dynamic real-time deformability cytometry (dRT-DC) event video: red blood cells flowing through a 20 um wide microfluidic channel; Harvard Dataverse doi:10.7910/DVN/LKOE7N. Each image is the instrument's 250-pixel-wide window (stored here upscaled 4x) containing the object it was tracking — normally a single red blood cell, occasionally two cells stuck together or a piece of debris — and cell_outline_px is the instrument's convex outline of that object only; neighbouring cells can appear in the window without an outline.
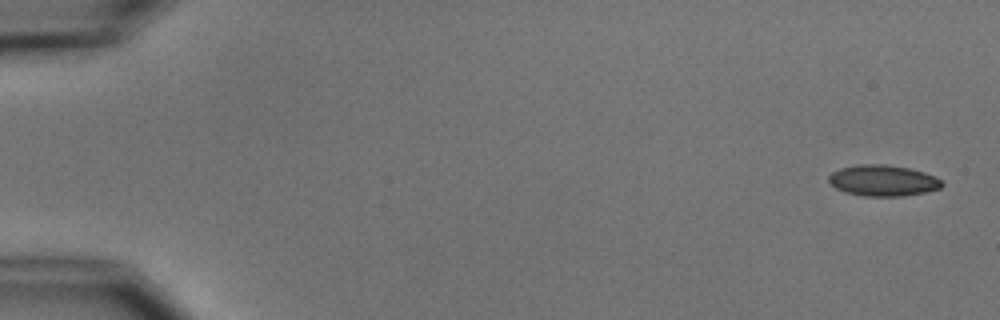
{"species": "common noctule bat (a hibernating species)", "species_latin": "Nyctalus noctula", "temperature_condition": "cold", "stored_images_in_passage": 6, "camera_frame_rate_fps": 3000, "um_per_image_px": 0.085, "animal": {"sex": "male", "body_mass_g": 15.6}, "frame": {"image": 1, "passage_image": 1, "time_ms": 0.0, "image_size_px": [1000, 320], "cell_outline_px": [[944, 184], [940, 188], [924, 192], [904, 196], [864, 196], [844, 192], [836, 188], [828, 180], [828, 176], [832, 172], [840, 168], [856, 164], [884, 164], [908, 168], [924, 172], [936, 176]], "centroid_in_image_um": [75.04, 15.34], "position_along_channel_um": 10.0, "area_um2": 20.52}}
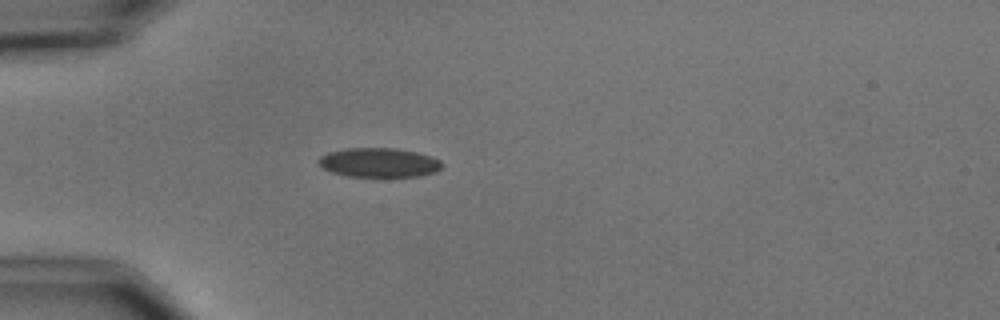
{"frame": {"image": 2, "passage_image": 5, "time_ms": 4.667, "image_size_px": [1000, 320], "cell_outline_px": [[444, 164], [436, 172], [420, 176], [348, 176], [332, 172], [324, 168], [316, 160], [320, 156], [328, 152], [348, 148], [396, 148], [416, 152], [432, 156], [440, 160]], "centroid_in_image_um": [32.23, 13.81], "position_along_channel_um": 52.8, "area_um2": 21.04}}